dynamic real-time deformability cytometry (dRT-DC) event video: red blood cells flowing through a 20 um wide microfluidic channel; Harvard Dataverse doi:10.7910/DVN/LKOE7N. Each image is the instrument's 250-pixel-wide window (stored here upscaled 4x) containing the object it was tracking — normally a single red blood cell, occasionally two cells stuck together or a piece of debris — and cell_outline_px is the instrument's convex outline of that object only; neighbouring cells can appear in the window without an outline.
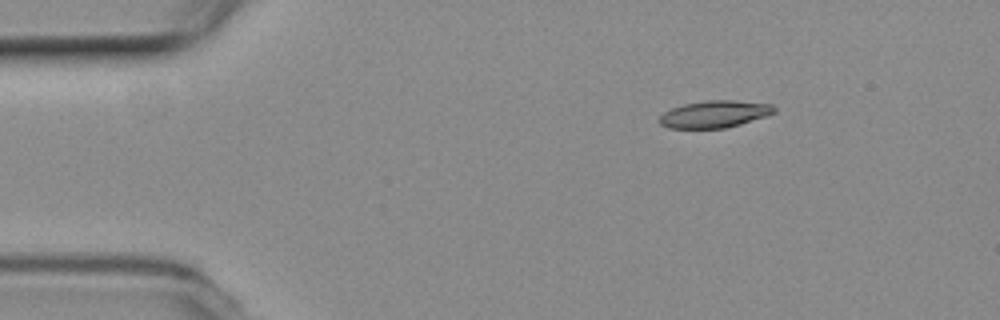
{"species": "common noctule bat (a hibernating species)", "species_latin": "Nyctalus noctula", "temperature_condition": "room temperature", "stored_images_in_passage": 47, "camera_frame_rate_fps": 3000, "um_per_image_px": 0.085, "animal": {"sex": "female", "body_mass_g": 19.3, "forearm_length_mm": 54.1}, "frame": {"image": 1, "passage_image": 1, "time_ms": 0.0, "image_size_px": [1000, 320], "cell_outline_px": [[776, 112], [768, 116], [740, 124], [724, 128], [668, 128], [660, 124], [660, 116], [664, 112], [672, 108], [684, 104], [708, 100], [732, 100], [772, 104], [776, 108]], "centroid_in_image_um": [60.77, 9.7], "position_along_channel_um": 24.2, "area_um2": 18.09}}
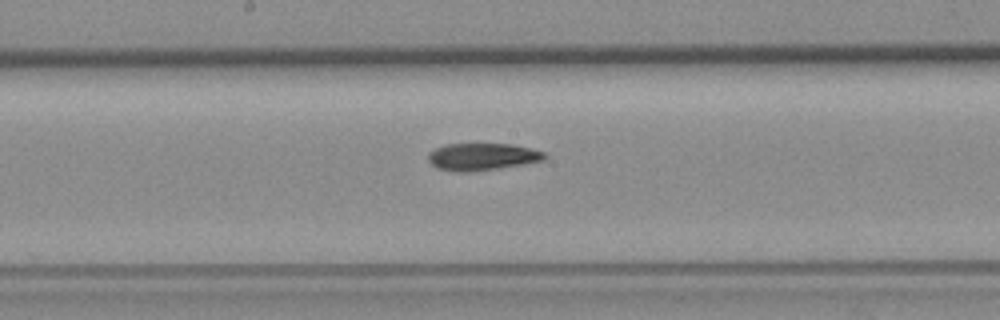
{"frame": {"image": 2, "passage_image": 21, "time_ms": 6.667, "image_size_px": [1000, 320], "cell_outline_px": [[548, 156], [544, 160], [496, 168], [468, 172], [456, 172], [436, 168], [428, 160], [428, 152], [444, 144], [512, 144], [544, 152]], "centroid_in_image_um": [40.94, 13.32], "position_along_channel_um": 207.3, "area_um2": 18.26}}
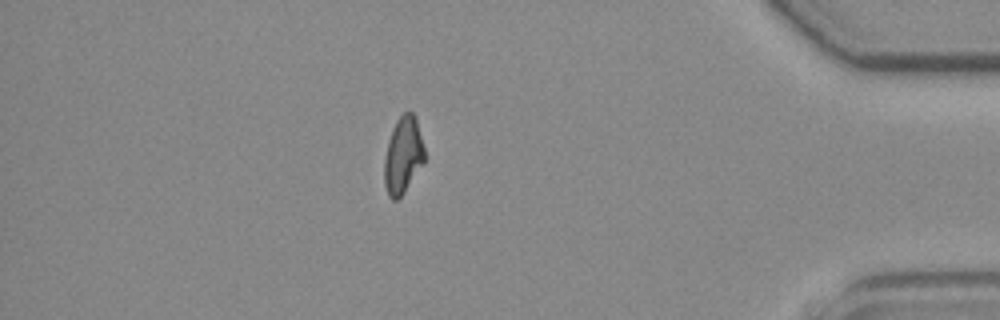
{"frame": {"image": 3, "passage_image": 40, "time_ms": 13.0, "image_size_px": [1000, 320], "cell_outline_px": [[424, 160], [404, 192], [396, 200], [392, 200], [388, 196], [384, 184], [384, 160], [388, 140], [392, 128], [396, 120], [404, 112], [412, 112], [416, 120], [424, 148]], "centroid_in_image_um": [34.22, 13.2], "position_along_channel_um": 401.0, "area_um2": 17.69}, "authors_computed_cell_mechanics": {"area_um2": 18.6116, "velocity_mm_per_s": 3.7693, "shape_relaxation_time_tau1_ms": 9.9261, "shape_relaxation_time_tau2_ms": 4.7875, "deformation_change_tau1": 0.231, "deformation_change_tau2": 0.1143}}